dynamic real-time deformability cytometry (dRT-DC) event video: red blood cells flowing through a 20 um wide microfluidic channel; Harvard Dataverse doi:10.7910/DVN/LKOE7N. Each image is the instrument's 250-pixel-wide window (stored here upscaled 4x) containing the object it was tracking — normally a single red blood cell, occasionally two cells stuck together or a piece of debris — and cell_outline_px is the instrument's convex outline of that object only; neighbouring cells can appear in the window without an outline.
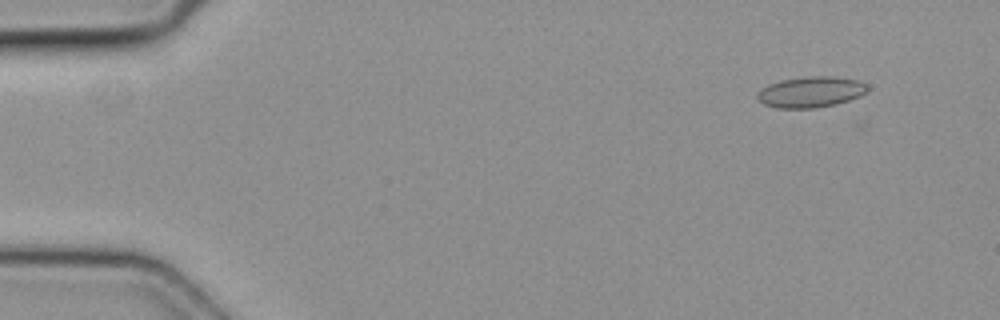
{"species": "common noctule bat (a hibernating species)", "species_latin": "Nyctalus noctula", "temperature_condition": "cold", "stored_images_in_passage": 4, "camera_frame_rate_fps": 3000, "um_per_image_px": 0.085, "animal": {"sex": "female", "body_mass_g": 19.3, "forearm_length_mm": 54.1}, "frame": {"image": 1, "passage_image": 1, "time_ms": 0.0, "image_size_px": [1000, 320], "cell_outline_px": [[868, 92], [860, 96], [836, 104], [816, 108], [776, 108], [764, 104], [756, 96], [760, 88], [768, 84], [780, 80], [804, 76], [832, 76], [856, 80], [864, 84], [868, 88]], "centroid_in_image_um": [68.89, 7.82], "position_along_channel_um": 16.1, "area_um2": 19.88}}